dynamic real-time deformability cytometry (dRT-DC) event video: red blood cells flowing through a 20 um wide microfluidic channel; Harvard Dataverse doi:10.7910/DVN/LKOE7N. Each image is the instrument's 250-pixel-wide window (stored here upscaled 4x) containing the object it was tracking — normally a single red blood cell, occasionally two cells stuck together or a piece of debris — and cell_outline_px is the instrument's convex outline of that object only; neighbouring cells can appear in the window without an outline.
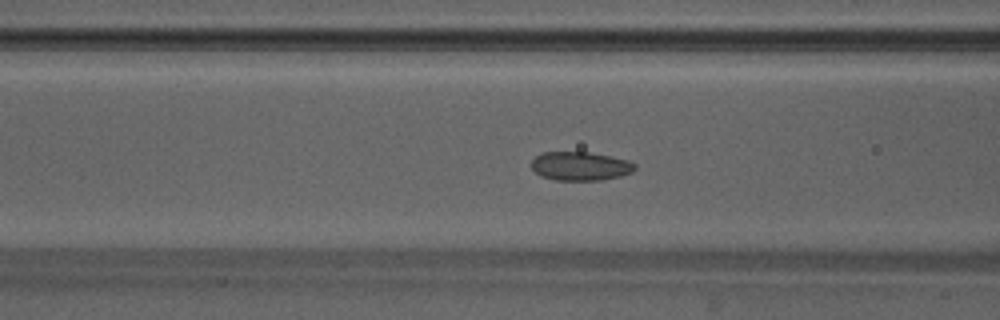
{"species": "Egyptian fruit bat (a non-hibernating species)", "species_latin": "Rousettus aegyptiacus", "temperature_condition": "warm", "stored_images_in_passage": 49, "camera_frame_rate_fps": 3000, "um_per_image_px": 0.085, "animal": {"sex": "male"}, "frame": {"image": 1, "passage_image": 20, "time_ms": 6.333, "image_size_px": [1000, 320], "cell_outline_px": [[636, 168], [632, 172], [620, 176], [604, 180], [556, 180], [540, 176], [532, 168], [532, 160], [540, 152], [588, 152], [628, 160], [636, 164]], "centroid_in_image_um": [49.32, 14.12], "position_along_channel_um": 117.3, "area_um2": 17.34}}
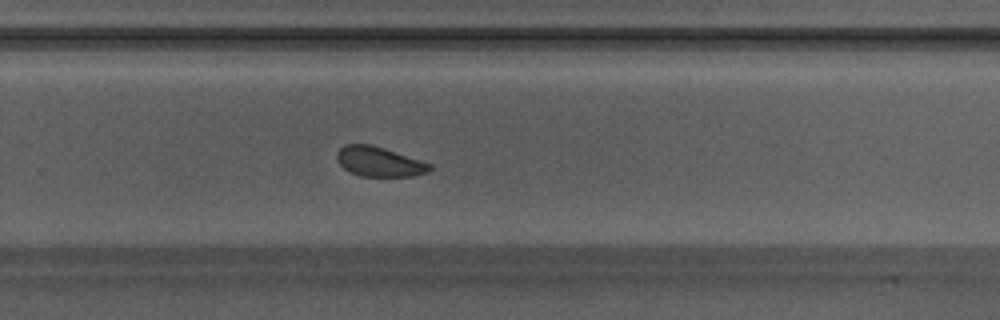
{"frame": {"image": 2, "passage_image": 33, "time_ms": 10.667, "image_size_px": [1000, 320], "cell_outline_px": [[432, 168], [428, 172], [412, 176], [360, 176], [344, 168], [336, 160], [336, 152], [344, 144], [372, 144], [432, 164]], "centroid_in_image_um": [32.21, 13.73], "position_along_channel_um": 297.6, "area_um2": 16.07}}
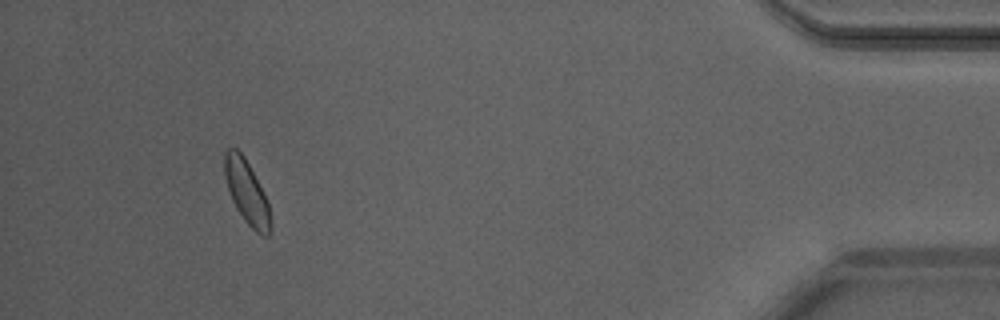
{"frame": {"image": 3, "passage_image": 46, "time_ms": 15.0, "image_size_px": [1000, 320], "cell_outline_px": [[272, 232], [268, 236], [264, 236], [256, 232], [244, 220], [236, 208], [232, 200], [224, 176], [224, 152], [228, 148], [236, 148], [244, 156], [264, 192], [268, 200], [272, 224]], "centroid_in_image_um": [20.99, 16.36], "position_along_channel_um": 414.2, "area_um2": 17.22}, "authors_computed_cell_mechanics": {"area_um2": 17.2244, "velocity_mm_per_s": 4.17, "shape_relaxation_time_tau1_ms": 2.323, "shape_relaxation_time_tau2_ms": 1.4388, "deformation_change_tau1": 0.0605, "deformation_change_tau2": 0.0642}}